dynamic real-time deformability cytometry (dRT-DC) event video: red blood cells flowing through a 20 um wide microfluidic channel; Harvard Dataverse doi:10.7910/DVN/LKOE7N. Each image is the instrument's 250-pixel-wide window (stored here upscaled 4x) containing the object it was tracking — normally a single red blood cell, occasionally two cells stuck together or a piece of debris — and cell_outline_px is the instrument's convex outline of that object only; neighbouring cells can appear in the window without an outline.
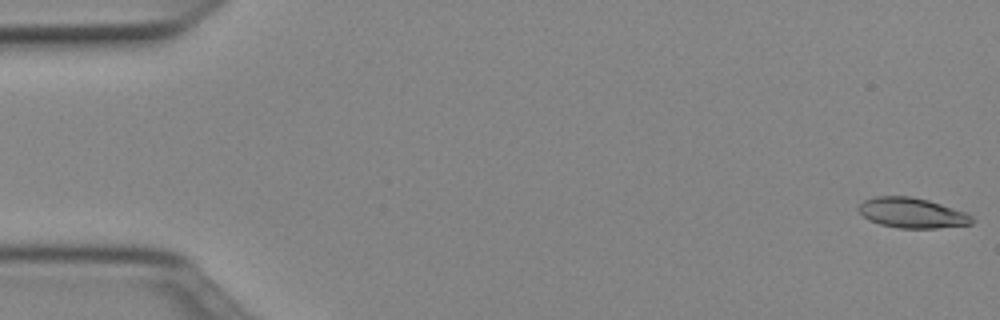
{"species": "Egyptian fruit bat (a non-hibernating species)", "species_latin": "Rousettus aegyptiacus", "temperature_condition": "cold", "stored_images_in_passage": 11, "camera_frame_rate_fps": 3000, "um_per_image_px": 0.085, "animal": {"sex": "female"}, "frame": {"image": 1, "passage_image": 1, "time_ms": 0.0, "image_size_px": [1000, 320], "cell_outline_px": [[976, 220], [972, 224], [936, 228], [900, 228], [880, 224], [868, 220], [856, 208], [856, 204], [864, 200], [876, 196], [912, 196], [928, 200], [964, 212], [972, 216]], "centroid_in_image_um": [77.49, 18.09], "position_along_channel_um": 7.5, "area_um2": 20.0}}